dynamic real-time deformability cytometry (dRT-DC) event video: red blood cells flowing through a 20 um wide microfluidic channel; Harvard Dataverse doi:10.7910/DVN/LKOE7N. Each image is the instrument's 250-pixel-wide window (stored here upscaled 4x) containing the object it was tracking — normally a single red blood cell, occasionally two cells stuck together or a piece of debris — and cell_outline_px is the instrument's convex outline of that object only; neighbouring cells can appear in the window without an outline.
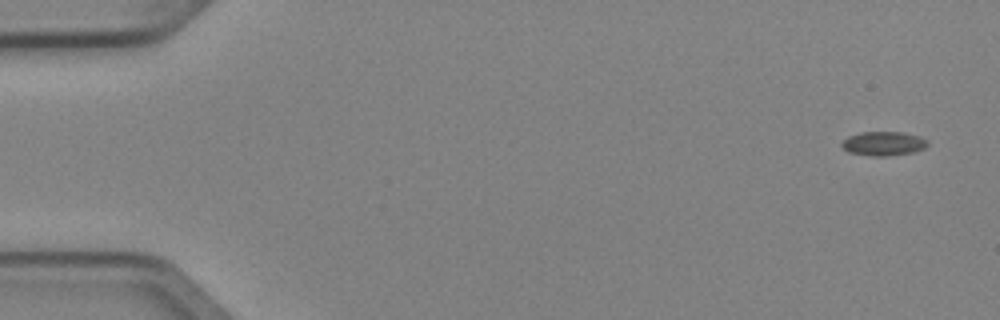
{"species": "Egyptian fruit bat (a non-hibernating species)", "species_latin": "Rousettus aegyptiacus", "temperature_condition": "cold", "stored_images_in_passage": 5, "camera_frame_rate_fps": 3000, "um_per_image_px": 0.085, "animal": {"sex": "female"}, "frame": {"image": 1, "passage_image": 1, "time_ms": 0.0, "image_size_px": [1000, 320], "cell_outline_px": [[928, 144], [924, 148], [916, 152], [888, 156], [872, 156], [848, 152], [840, 144], [848, 136], [860, 132], [904, 132], [920, 136], [928, 140]], "centroid_in_image_um": [75.12, 12.2], "position_along_channel_um": 9.9, "area_um2": 12.2}}
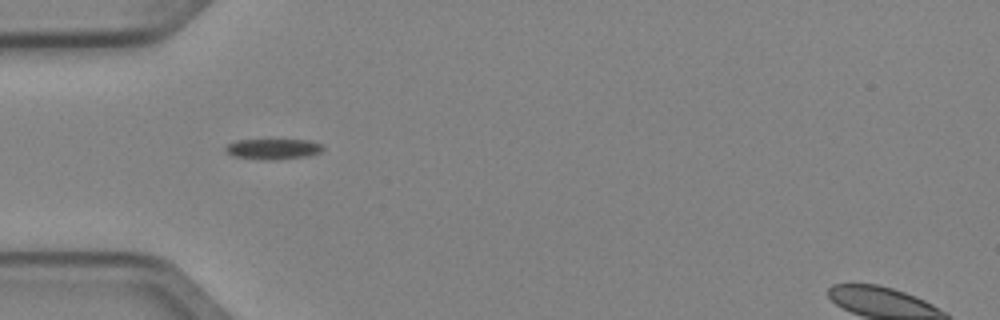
{"frame": {"image": 2, "passage_image": 5, "time_ms": 1.333, "image_size_px": [1000, 320], "cell_outline_px": [[324, 148], [320, 152], [308, 156], [272, 160], [268, 160], [232, 156], [224, 148], [228, 144], [236, 140], [312, 140], [324, 144]], "centroid_in_image_um": [23.26, 12.66], "position_along_channel_um": 61.7, "area_um2": 11.68}}